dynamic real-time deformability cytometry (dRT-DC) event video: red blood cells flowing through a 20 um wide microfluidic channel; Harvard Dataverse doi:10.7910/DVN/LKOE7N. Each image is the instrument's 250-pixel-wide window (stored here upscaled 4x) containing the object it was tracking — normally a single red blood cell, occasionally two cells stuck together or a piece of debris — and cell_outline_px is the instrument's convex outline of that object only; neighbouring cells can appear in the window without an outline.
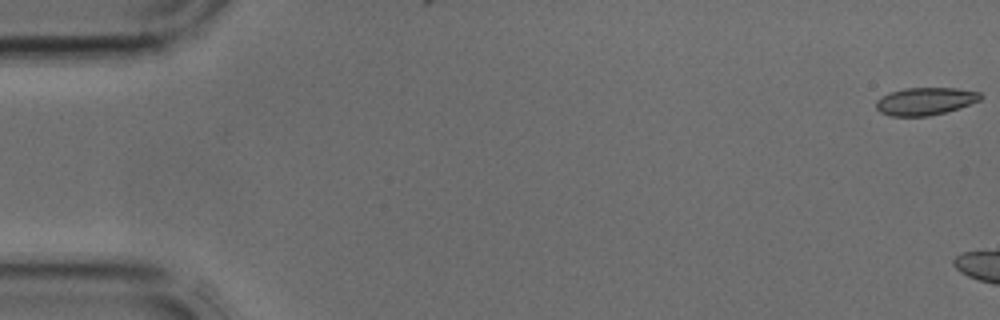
{"species": "common noctule bat (a hibernating species)", "species_latin": "Nyctalus noctula", "temperature_condition": "cold", "stored_images_in_passage": 4, "camera_frame_rate_fps": 3000, "um_per_image_px": 0.085, "animal": {"sex": "male", "body_mass_g": 17.9, "forearm_length_mm": 54.2}, "frame": {"image": 1, "passage_image": 1, "time_ms": 0.0, "image_size_px": [1000, 320], "cell_outline_px": [[984, 96], [980, 100], [960, 108], [928, 116], [892, 116], [880, 112], [876, 108], [876, 100], [892, 92], [904, 88], [956, 88], [980, 92]], "centroid_in_image_um": [78.68, 8.6], "position_along_channel_um": 6.3, "area_um2": 16.7}}